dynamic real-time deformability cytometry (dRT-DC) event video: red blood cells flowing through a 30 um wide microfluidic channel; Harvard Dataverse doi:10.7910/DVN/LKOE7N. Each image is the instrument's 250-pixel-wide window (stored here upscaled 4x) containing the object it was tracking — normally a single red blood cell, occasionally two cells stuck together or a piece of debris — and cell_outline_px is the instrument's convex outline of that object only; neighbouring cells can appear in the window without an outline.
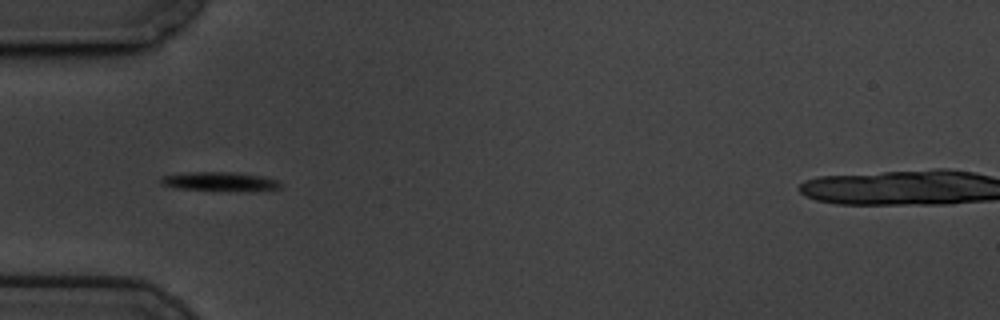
{"species": "common noctule bat (a hibernating species)", "species_latin": "Nyctalus noctula", "temperature_condition": "cold", "stored_images_in_passage": 6, "segment_of_instrument_passage": [2, 2], "camera_frame_rate_fps": 3000, "um_per_image_px": 0.085, "animal": {"sex": "male", "body_mass_g": 19.5, "forearm_length_mm": 54.6}, "frame": {"image": 1, "passage_image": 5, "time_ms": 1.333, "image_size_px": [1000, 320], "cell_outline_px": [[284, 188], [256, 192], [248, 192], [176, 188], [160, 184], [160, 180], [164, 176], [188, 172], [232, 172], [260, 176], [280, 180]], "centroid_in_image_um": [18.82, 15.46], "position_along_channel_um": 66.2, "area_um2": 13.64}}
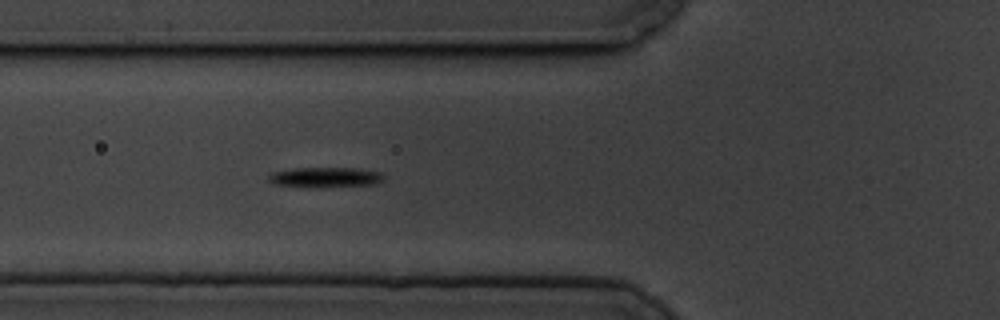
{"frame": {"image": 2, "passage_image": 6, "time_ms": 1.667, "image_size_px": [1000, 320], "cell_outline_px": [[384, 180], [376, 184], [320, 188], [312, 188], [272, 184], [268, 180], [268, 176], [272, 172], [296, 168], [360, 168], [380, 172], [384, 176]], "centroid_in_image_um": [27.66, 15.08], "position_along_channel_um": 98.1, "area_um2": 13.87}}